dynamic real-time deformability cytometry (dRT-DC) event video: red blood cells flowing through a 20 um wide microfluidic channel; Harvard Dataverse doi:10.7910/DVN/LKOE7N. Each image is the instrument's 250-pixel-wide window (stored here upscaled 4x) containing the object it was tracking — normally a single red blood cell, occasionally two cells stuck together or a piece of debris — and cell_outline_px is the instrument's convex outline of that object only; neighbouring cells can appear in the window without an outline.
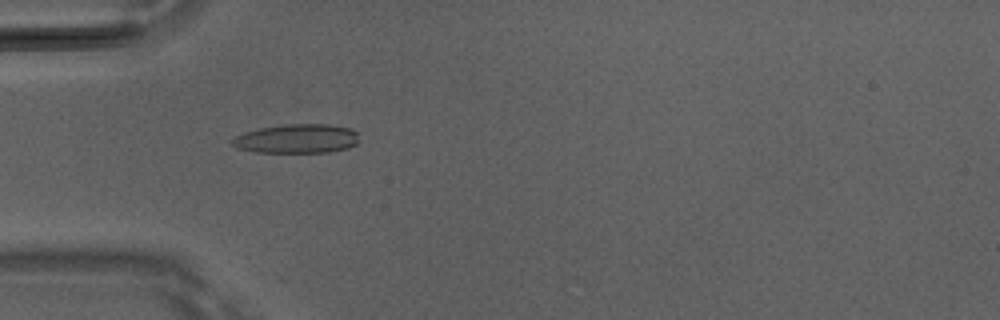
{"species": "Egyptian fruit bat (a non-hibernating species)", "species_latin": "Rousettus aegyptiacus", "temperature_condition": "room temperature", "stored_images_in_passage": 20, "camera_frame_rate_fps": 3000, "um_per_image_px": 0.085, "animal": {"sex": "male"}, "frame": {"image": 1, "passage_image": 16, "time_ms": 5.0, "image_size_px": [1000, 320], "cell_outline_px": [[356, 144], [348, 148], [328, 152], [256, 152], [240, 148], [232, 144], [228, 140], [244, 132], [260, 128], [288, 124], [328, 124], [352, 128], [356, 132]], "centroid_in_image_um": [25.22, 11.78], "position_along_channel_um": 59.8, "area_um2": 21.39}}